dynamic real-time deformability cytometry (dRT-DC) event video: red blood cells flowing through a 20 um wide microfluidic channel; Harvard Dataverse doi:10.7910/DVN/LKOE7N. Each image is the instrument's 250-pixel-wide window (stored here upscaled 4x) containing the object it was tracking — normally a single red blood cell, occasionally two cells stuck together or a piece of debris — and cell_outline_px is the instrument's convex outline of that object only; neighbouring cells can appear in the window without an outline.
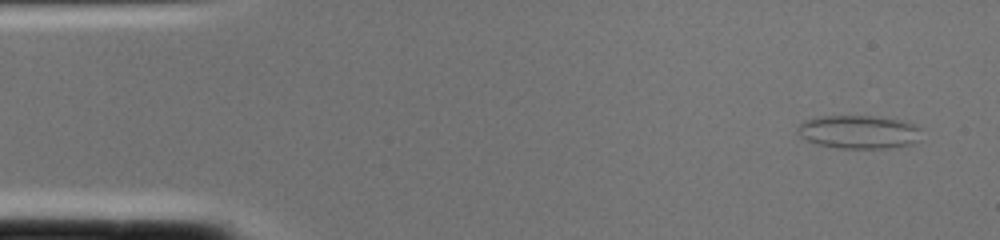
{"species": "common noctule bat (a hibernating species)", "species_latin": "Nyctalus noctula", "temperature_condition": "cold", "stored_images_in_passage": 3, "camera_frame_rate_fps": 3000, "um_per_image_px": 0.085, "animal": {"sex": "female", "body_mass_g": 22.0, "forearm_length_mm": 56.7}, "frame": {"image": 1, "passage_image": 3, "time_ms": 0.667, "image_size_px": [1000, 240], "cell_outline_px": [[920, 128], [916, 140], [912, 144], [884, 148], [840, 148], [816, 144], [800, 136], [796, 132], [796, 128], [804, 120], [820, 116], [872, 116], [900, 120], [912, 124]], "centroid_in_image_um": [72.92, 11.21], "position_along_channel_um": 12.1, "area_um2": 23.81}}